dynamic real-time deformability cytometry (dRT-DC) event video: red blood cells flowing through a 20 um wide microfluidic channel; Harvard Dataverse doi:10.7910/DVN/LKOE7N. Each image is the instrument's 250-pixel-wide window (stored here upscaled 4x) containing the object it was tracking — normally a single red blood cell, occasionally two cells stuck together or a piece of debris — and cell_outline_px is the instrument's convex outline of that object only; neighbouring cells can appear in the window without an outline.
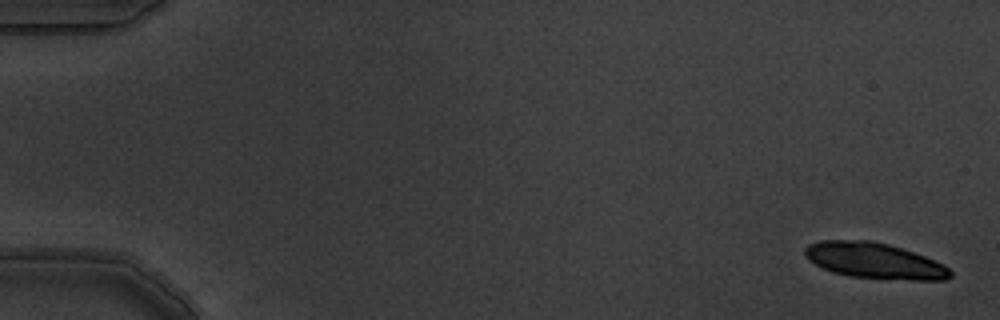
{"species": "common noctule bat (a hibernating species)", "species_latin": "Nyctalus noctula", "temperature_condition": "warm", "stored_images_in_passage": 7, "camera_frame_rate_fps": 3000, "um_per_image_px": 0.085, "animal": {"sex": "male", "body_mass_g": 19.5, "forearm_length_mm": 54.6}, "frame": {"image": 1, "passage_image": 1, "time_ms": 0.0, "image_size_px": [1000, 320], "cell_outline_px": [[952, 276], [944, 280], [912, 280], [852, 276], [832, 272], [816, 264], [804, 256], [804, 248], [808, 244], [820, 240], [872, 240], [888, 244], [924, 256], [944, 264], [952, 272]], "centroid_in_image_um": [74.31, 22.15], "position_along_channel_um": 10.7, "area_um2": 30.11}}